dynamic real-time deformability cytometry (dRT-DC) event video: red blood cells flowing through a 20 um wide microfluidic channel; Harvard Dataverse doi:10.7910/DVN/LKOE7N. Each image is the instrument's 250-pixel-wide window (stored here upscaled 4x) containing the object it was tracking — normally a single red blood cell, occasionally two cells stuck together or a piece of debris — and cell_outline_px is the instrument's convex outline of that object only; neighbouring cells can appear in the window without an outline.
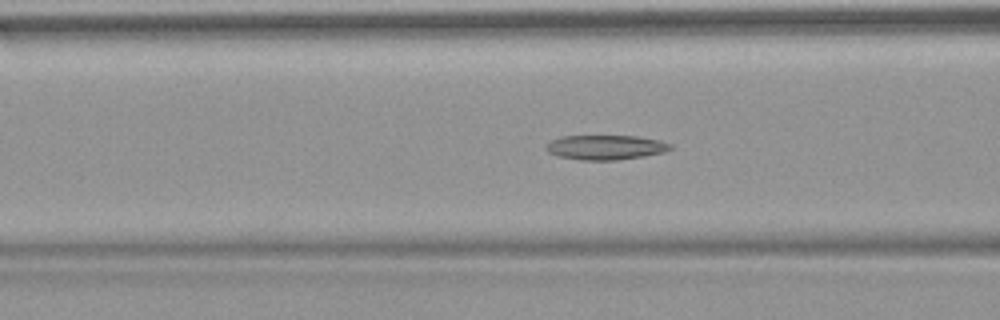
{"species": "common noctule bat (a hibernating species)", "species_latin": "Nyctalus noctula", "temperature_condition": "warm", "stored_images_in_passage": 53, "camera_frame_rate_fps": 3000, "um_per_image_px": 0.085, "animal": {"sex": "female", "body_mass_g": 18.4}, "frame": {"image": 1, "passage_image": 21, "time_ms": 6.667, "image_size_px": [1000, 320], "cell_outline_px": [[672, 148], [664, 152], [644, 156], [616, 160], [580, 160], [556, 156], [548, 152], [544, 148], [552, 140], [560, 136], [636, 136], [660, 140], [672, 144]], "centroid_in_image_um": [51.47, 12.52], "position_along_channel_um": 115.1, "area_um2": 17.92}}
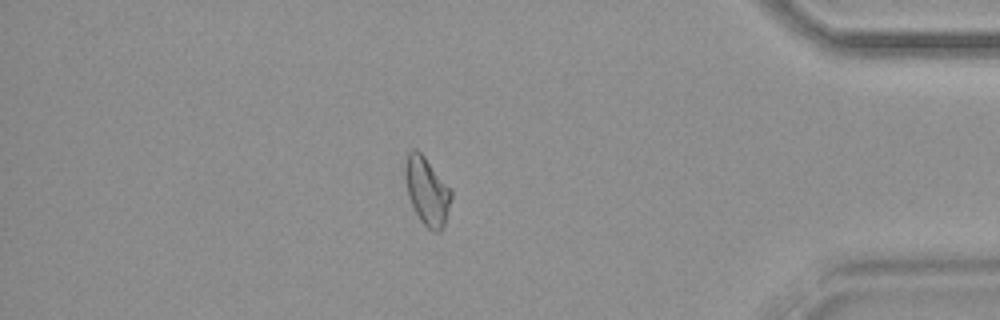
{"frame": {"image": 2, "passage_image": 46, "time_ms": 15.0, "image_size_px": [1000, 320], "cell_outline_px": [[452, 196], [444, 224], [440, 232], [432, 232], [420, 220], [408, 196], [404, 176], [404, 164], [408, 152], [412, 148], [416, 148], [424, 156], [452, 192]], "centroid_in_image_um": [36.26, 16.23], "position_along_channel_um": 398.9, "area_um2": 17.98}}
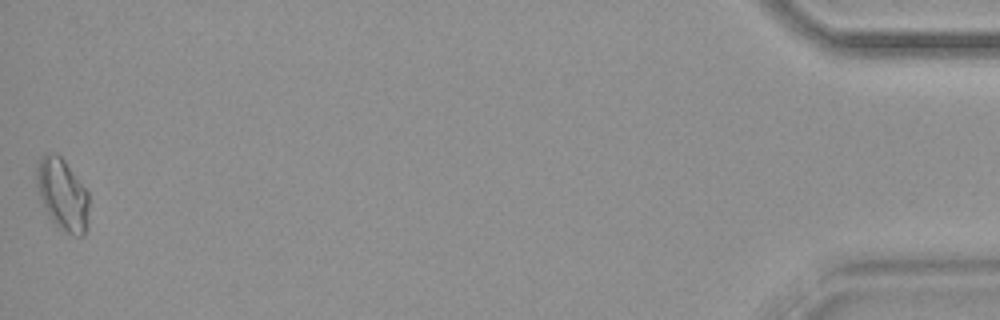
{"frame": {"image": 3, "passage_image": 53, "time_ms": 17.333, "image_size_px": [1000, 320], "cell_outline_px": [[88, 224], [84, 236], [72, 236], [60, 228], [48, 216], [40, 196], [36, 184], [36, 168], [40, 156], [44, 152], [56, 152], [64, 160], [88, 192]], "centroid_in_image_um": [5.3, 16.51], "position_along_channel_um": 429.9, "area_um2": 22.02}, "authors_computed_cell_mechanics": {"area_um2": 18.1492, "velocity_mm_per_s": 3.8191, "shape_relaxation_time_tau1_ms": null, "shape_relaxation_time_tau2_ms": 7.7507, "deformation_change_tau1": null, "deformation_change_tau2": 0.1733}}